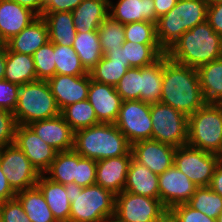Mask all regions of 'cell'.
I'll return each mask as SVG.
<instances>
[{
    "instance_id": "11a10c76",
    "label": "cell",
    "mask_w": 222,
    "mask_h": 222,
    "mask_svg": "<svg viewBox=\"0 0 222 222\" xmlns=\"http://www.w3.org/2000/svg\"><path fill=\"white\" fill-rule=\"evenodd\" d=\"M154 222H179L171 209H165Z\"/></svg>"
},
{
    "instance_id": "277c9868",
    "label": "cell",
    "mask_w": 222,
    "mask_h": 222,
    "mask_svg": "<svg viewBox=\"0 0 222 222\" xmlns=\"http://www.w3.org/2000/svg\"><path fill=\"white\" fill-rule=\"evenodd\" d=\"M70 201L69 222H102L115 215V194L93 184L78 186L75 182L65 184Z\"/></svg>"
},
{
    "instance_id": "681fc988",
    "label": "cell",
    "mask_w": 222,
    "mask_h": 222,
    "mask_svg": "<svg viewBox=\"0 0 222 222\" xmlns=\"http://www.w3.org/2000/svg\"><path fill=\"white\" fill-rule=\"evenodd\" d=\"M15 197L16 193L10 187L4 172L1 170L0 164V203L14 199Z\"/></svg>"
},
{
    "instance_id": "bcb514c9",
    "label": "cell",
    "mask_w": 222,
    "mask_h": 222,
    "mask_svg": "<svg viewBox=\"0 0 222 222\" xmlns=\"http://www.w3.org/2000/svg\"><path fill=\"white\" fill-rule=\"evenodd\" d=\"M171 210L179 222H216V219L209 218L206 214L193 209L187 203L175 205Z\"/></svg>"
},
{
    "instance_id": "6da1fadb",
    "label": "cell",
    "mask_w": 222,
    "mask_h": 222,
    "mask_svg": "<svg viewBox=\"0 0 222 222\" xmlns=\"http://www.w3.org/2000/svg\"><path fill=\"white\" fill-rule=\"evenodd\" d=\"M161 103L190 117L206 104L196 68L181 65L163 55Z\"/></svg>"
},
{
    "instance_id": "8fae6325",
    "label": "cell",
    "mask_w": 222,
    "mask_h": 222,
    "mask_svg": "<svg viewBox=\"0 0 222 222\" xmlns=\"http://www.w3.org/2000/svg\"><path fill=\"white\" fill-rule=\"evenodd\" d=\"M114 124L131 145L138 141L152 139L150 103L141 100L123 101Z\"/></svg>"
},
{
    "instance_id": "e575fe53",
    "label": "cell",
    "mask_w": 222,
    "mask_h": 222,
    "mask_svg": "<svg viewBox=\"0 0 222 222\" xmlns=\"http://www.w3.org/2000/svg\"><path fill=\"white\" fill-rule=\"evenodd\" d=\"M129 68V62L112 61L104 55L88 73L96 82L116 86Z\"/></svg>"
},
{
    "instance_id": "4dcf8cb0",
    "label": "cell",
    "mask_w": 222,
    "mask_h": 222,
    "mask_svg": "<svg viewBox=\"0 0 222 222\" xmlns=\"http://www.w3.org/2000/svg\"><path fill=\"white\" fill-rule=\"evenodd\" d=\"M163 55L149 66L141 68V101L157 103L161 100Z\"/></svg>"
},
{
    "instance_id": "60d3db41",
    "label": "cell",
    "mask_w": 222,
    "mask_h": 222,
    "mask_svg": "<svg viewBox=\"0 0 222 222\" xmlns=\"http://www.w3.org/2000/svg\"><path fill=\"white\" fill-rule=\"evenodd\" d=\"M115 88L123 101L141 100V68H129Z\"/></svg>"
},
{
    "instance_id": "f546056e",
    "label": "cell",
    "mask_w": 222,
    "mask_h": 222,
    "mask_svg": "<svg viewBox=\"0 0 222 222\" xmlns=\"http://www.w3.org/2000/svg\"><path fill=\"white\" fill-rule=\"evenodd\" d=\"M72 47L80 58L81 64L89 72L104 56L98 31L77 32Z\"/></svg>"
},
{
    "instance_id": "83f0119b",
    "label": "cell",
    "mask_w": 222,
    "mask_h": 222,
    "mask_svg": "<svg viewBox=\"0 0 222 222\" xmlns=\"http://www.w3.org/2000/svg\"><path fill=\"white\" fill-rule=\"evenodd\" d=\"M15 198L31 222H57L37 185L16 193Z\"/></svg>"
},
{
    "instance_id": "816d5d0a",
    "label": "cell",
    "mask_w": 222,
    "mask_h": 222,
    "mask_svg": "<svg viewBox=\"0 0 222 222\" xmlns=\"http://www.w3.org/2000/svg\"><path fill=\"white\" fill-rule=\"evenodd\" d=\"M156 18L168 13L177 3L178 0H153Z\"/></svg>"
},
{
    "instance_id": "7c38bea8",
    "label": "cell",
    "mask_w": 222,
    "mask_h": 222,
    "mask_svg": "<svg viewBox=\"0 0 222 222\" xmlns=\"http://www.w3.org/2000/svg\"><path fill=\"white\" fill-rule=\"evenodd\" d=\"M166 208L160 199L122 191L115 195V215L118 222H154Z\"/></svg>"
},
{
    "instance_id": "ba28073f",
    "label": "cell",
    "mask_w": 222,
    "mask_h": 222,
    "mask_svg": "<svg viewBox=\"0 0 222 222\" xmlns=\"http://www.w3.org/2000/svg\"><path fill=\"white\" fill-rule=\"evenodd\" d=\"M152 140L174 147L184 146L188 139V117L161 102L150 104Z\"/></svg>"
},
{
    "instance_id": "484cf974",
    "label": "cell",
    "mask_w": 222,
    "mask_h": 222,
    "mask_svg": "<svg viewBox=\"0 0 222 222\" xmlns=\"http://www.w3.org/2000/svg\"><path fill=\"white\" fill-rule=\"evenodd\" d=\"M47 23L49 41L55 45L72 46L77 35L72 12H43Z\"/></svg>"
},
{
    "instance_id": "603a6c76",
    "label": "cell",
    "mask_w": 222,
    "mask_h": 222,
    "mask_svg": "<svg viewBox=\"0 0 222 222\" xmlns=\"http://www.w3.org/2000/svg\"><path fill=\"white\" fill-rule=\"evenodd\" d=\"M123 191L159 199L158 175L132 157Z\"/></svg>"
},
{
    "instance_id": "f1b7e54d",
    "label": "cell",
    "mask_w": 222,
    "mask_h": 222,
    "mask_svg": "<svg viewBox=\"0 0 222 222\" xmlns=\"http://www.w3.org/2000/svg\"><path fill=\"white\" fill-rule=\"evenodd\" d=\"M199 84L206 103L222 98V57L197 68Z\"/></svg>"
},
{
    "instance_id": "2e32d148",
    "label": "cell",
    "mask_w": 222,
    "mask_h": 222,
    "mask_svg": "<svg viewBox=\"0 0 222 222\" xmlns=\"http://www.w3.org/2000/svg\"><path fill=\"white\" fill-rule=\"evenodd\" d=\"M47 82L60 111L70 104L88 98L89 73L82 76L55 74Z\"/></svg>"
},
{
    "instance_id": "d4e9b609",
    "label": "cell",
    "mask_w": 222,
    "mask_h": 222,
    "mask_svg": "<svg viewBox=\"0 0 222 222\" xmlns=\"http://www.w3.org/2000/svg\"><path fill=\"white\" fill-rule=\"evenodd\" d=\"M36 185L41 190L45 200L57 222H69L70 201L63 184L56 183L41 174Z\"/></svg>"
},
{
    "instance_id": "ffe728a7",
    "label": "cell",
    "mask_w": 222,
    "mask_h": 222,
    "mask_svg": "<svg viewBox=\"0 0 222 222\" xmlns=\"http://www.w3.org/2000/svg\"><path fill=\"white\" fill-rule=\"evenodd\" d=\"M39 16L31 9L10 0H0V36L6 43Z\"/></svg>"
},
{
    "instance_id": "e0dca14e",
    "label": "cell",
    "mask_w": 222,
    "mask_h": 222,
    "mask_svg": "<svg viewBox=\"0 0 222 222\" xmlns=\"http://www.w3.org/2000/svg\"><path fill=\"white\" fill-rule=\"evenodd\" d=\"M87 100L93 106L100 123L116 122L123 100L115 86L99 83L90 78Z\"/></svg>"
},
{
    "instance_id": "9a60e30c",
    "label": "cell",
    "mask_w": 222,
    "mask_h": 222,
    "mask_svg": "<svg viewBox=\"0 0 222 222\" xmlns=\"http://www.w3.org/2000/svg\"><path fill=\"white\" fill-rule=\"evenodd\" d=\"M175 149L172 145L152 139L131 145L133 158L158 176L174 165Z\"/></svg>"
},
{
    "instance_id": "4316f807",
    "label": "cell",
    "mask_w": 222,
    "mask_h": 222,
    "mask_svg": "<svg viewBox=\"0 0 222 222\" xmlns=\"http://www.w3.org/2000/svg\"><path fill=\"white\" fill-rule=\"evenodd\" d=\"M4 79L20 85L37 80L33 56L10 51L6 47V68Z\"/></svg>"
},
{
    "instance_id": "f907efd6",
    "label": "cell",
    "mask_w": 222,
    "mask_h": 222,
    "mask_svg": "<svg viewBox=\"0 0 222 222\" xmlns=\"http://www.w3.org/2000/svg\"><path fill=\"white\" fill-rule=\"evenodd\" d=\"M209 187L216 194L222 196V158L215 168Z\"/></svg>"
},
{
    "instance_id": "b9f144b4",
    "label": "cell",
    "mask_w": 222,
    "mask_h": 222,
    "mask_svg": "<svg viewBox=\"0 0 222 222\" xmlns=\"http://www.w3.org/2000/svg\"><path fill=\"white\" fill-rule=\"evenodd\" d=\"M74 182L81 187H87L96 182V161L84 158L78 154L76 178Z\"/></svg>"
},
{
    "instance_id": "6f0895ef",
    "label": "cell",
    "mask_w": 222,
    "mask_h": 222,
    "mask_svg": "<svg viewBox=\"0 0 222 222\" xmlns=\"http://www.w3.org/2000/svg\"><path fill=\"white\" fill-rule=\"evenodd\" d=\"M215 105L220 109V111H221V113H222V98L219 99V100L215 103Z\"/></svg>"
},
{
    "instance_id": "5bb4252c",
    "label": "cell",
    "mask_w": 222,
    "mask_h": 222,
    "mask_svg": "<svg viewBox=\"0 0 222 222\" xmlns=\"http://www.w3.org/2000/svg\"><path fill=\"white\" fill-rule=\"evenodd\" d=\"M14 144L21 149L40 174H44L57 151L45 143L28 125H18Z\"/></svg>"
},
{
    "instance_id": "5b68a950",
    "label": "cell",
    "mask_w": 222,
    "mask_h": 222,
    "mask_svg": "<svg viewBox=\"0 0 222 222\" xmlns=\"http://www.w3.org/2000/svg\"><path fill=\"white\" fill-rule=\"evenodd\" d=\"M207 0H178L165 15L158 18L156 37L166 53L183 33L207 20Z\"/></svg>"
},
{
    "instance_id": "52a82bcc",
    "label": "cell",
    "mask_w": 222,
    "mask_h": 222,
    "mask_svg": "<svg viewBox=\"0 0 222 222\" xmlns=\"http://www.w3.org/2000/svg\"><path fill=\"white\" fill-rule=\"evenodd\" d=\"M186 145L222 155V113L215 103H206L188 117Z\"/></svg>"
},
{
    "instance_id": "6125c7cd",
    "label": "cell",
    "mask_w": 222,
    "mask_h": 222,
    "mask_svg": "<svg viewBox=\"0 0 222 222\" xmlns=\"http://www.w3.org/2000/svg\"><path fill=\"white\" fill-rule=\"evenodd\" d=\"M5 44H6V43L2 40V38H1V36H0V47H1V46H5Z\"/></svg>"
},
{
    "instance_id": "9f6ffc18",
    "label": "cell",
    "mask_w": 222,
    "mask_h": 222,
    "mask_svg": "<svg viewBox=\"0 0 222 222\" xmlns=\"http://www.w3.org/2000/svg\"><path fill=\"white\" fill-rule=\"evenodd\" d=\"M6 68V46L0 47V80L4 79Z\"/></svg>"
},
{
    "instance_id": "74e56055",
    "label": "cell",
    "mask_w": 222,
    "mask_h": 222,
    "mask_svg": "<svg viewBox=\"0 0 222 222\" xmlns=\"http://www.w3.org/2000/svg\"><path fill=\"white\" fill-rule=\"evenodd\" d=\"M99 41L102 50L122 48L125 42L124 24L108 15L98 28Z\"/></svg>"
},
{
    "instance_id": "7bdbcfd3",
    "label": "cell",
    "mask_w": 222,
    "mask_h": 222,
    "mask_svg": "<svg viewBox=\"0 0 222 222\" xmlns=\"http://www.w3.org/2000/svg\"><path fill=\"white\" fill-rule=\"evenodd\" d=\"M17 126L13 112L0 109V150L14 143Z\"/></svg>"
},
{
    "instance_id": "94428289",
    "label": "cell",
    "mask_w": 222,
    "mask_h": 222,
    "mask_svg": "<svg viewBox=\"0 0 222 222\" xmlns=\"http://www.w3.org/2000/svg\"><path fill=\"white\" fill-rule=\"evenodd\" d=\"M102 222H118L115 218H110Z\"/></svg>"
},
{
    "instance_id": "d6a6232c",
    "label": "cell",
    "mask_w": 222,
    "mask_h": 222,
    "mask_svg": "<svg viewBox=\"0 0 222 222\" xmlns=\"http://www.w3.org/2000/svg\"><path fill=\"white\" fill-rule=\"evenodd\" d=\"M60 115L74 132L100 124L93 106L87 99L64 107L60 111Z\"/></svg>"
},
{
    "instance_id": "9c48e42d",
    "label": "cell",
    "mask_w": 222,
    "mask_h": 222,
    "mask_svg": "<svg viewBox=\"0 0 222 222\" xmlns=\"http://www.w3.org/2000/svg\"><path fill=\"white\" fill-rule=\"evenodd\" d=\"M220 155L180 146L175 149L174 165L198 187L209 186Z\"/></svg>"
},
{
    "instance_id": "836d02e7",
    "label": "cell",
    "mask_w": 222,
    "mask_h": 222,
    "mask_svg": "<svg viewBox=\"0 0 222 222\" xmlns=\"http://www.w3.org/2000/svg\"><path fill=\"white\" fill-rule=\"evenodd\" d=\"M124 48L125 62L131 67L142 68L157 61L165 52L159 44H141L125 41Z\"/></svg>"
},
{
    "instance_id": "f35d334b",
    "label": "cell",
    "mask_w": 222,
    "mask_h": 222,
    "mask_svg": "<svg viewBox=\"0 0 222 222\" xmlns=\"http://www.w3.org/2000/svg\"><path fill=\"white\" fill-rule=\"evenodd\" d=\"M37 80H48L56 74L54 44L46 42L33 55Z\"/></svg>"
},
{
    "instance_id": "ac0fdd59",
    "label": "cell",
    "mask_w": 222,
    "mask_h": 222,
    "mask_svg": "<svg viewBox=\"0 0 222 222\" xmlns=\"http://www.w3.org/2000/svg\"><path fill=\"white\" fill-rule=\"evenodd\" d=\"M133 155L130 151L120 157L105 158L96 161V182L102 188L117 195L121 193L126 184L128 168Z\"/></svg>"
},
{
    "instance_id": "d6986e66",
    "label": "cell",
    "mask_w": 222,
    "mask_h": 222,
    "mask_svg": "<svg viewBox=\"0 0 222 222\" xmlns=\"http://www.w3.org/2000/svg\"><path fill=\"white\" fill-rule=\"evenodd\" d=\"M28 126L57 152L73 150L74 131L61 115L35 121Z\"/></svg>"
},
{
    "instance_id": "d590c367",
    "label": "cell",
    "mask_w": 222,
    "mask_h": 222,
    "mask_svg": "<svg viewBox=\"0 0 222 222\" xmlns=\"http://www.w3.org/2000/svg\"><path fill=\"white\" fill-rule=\"evenodd\" d=\"M56 74L82 76L88 74L72 46L54 44Z\"/></svg>"
},
{
    "instance_id": "91938a15",
    "label": "cell",
    "mask_w": 222,
    "mask_h": 222,
    "mask_svg": "<svg viewBox=\"0 0 222 222\" xmlns=\"http://www.w3.org/2000/svg\"><path fill=\"white\" fill-rule=\"evenodd\" d=\"M216 222H222V212L218 215Z\"/></svg>"
},
{
    "instance_id": "8d00e7d4",
    "label": "cell",
    "mask_w": 222,
    "mask_h": 222,
    "mask_svg": "<svg viewBox=\"0 0 222 222\" xmlns=\"http://www.w3.org/2000/svg\"><path fill=\"white\" fill-rule=\"evenodd\" d=\"M187 204L212 219H217L222 212V196L212 191L209 186L197 187Z\"/></svg>"
},
{
    "instance_id": "ee69618b",
    "label": "cell",
    "mask_w": 222,
    "mask_h": 222,
    "mask_svg": "<svg viewBox=\"0 0 222 222\" xmlns=\"http://www.w3.org/2000/svg\"><path fill=\"white\" fill-rule=\"evenodd\" d=\"M0 219L2 222H31L16 198L0 203Z\"/></svg>"
},
{
    "instance_id": "7402d4cb",
    "label": "cell",
    "mask_w": 222,
    "mask_h": 222,
    "mask_svg": "<svg viewBox=\"0 0 222 222\" xmlns=\"http://www.w3.org/2000/svg\"><path fill=\"white\" fill-rule=\"evenodd\" d=\"M49 41L46 21L39 16L19 34L6 42L5 46L13 52L32 56L41 46Z\"/></svg>"
},
{
    "instance_id": "ab89813d",
    "label": "cell",
    "mask_w": 222,
    "mask_h": 222,
    "mask_svg": "<svg viewBox=\"0 0 222 222\" xmlns=\"http://www.w3.org/2000/svg\"><path fill=\"white\" fill-rule=\"evenodd\" d=\"M125 41L141 44H158L156 23L138 21L124 25Z\"/></svg>"
},
{
    "instance_id": "f5cc1de1",
    "label": "cell",
    "mask_w": 222,
    "mask_h": 222,
    "mask_svg": "<svg viewBox=\"0 0 222 222\" xmlns=\"http://www.w3.org/2000/svg\"><path fill=\"white\" fill-rule=\"evenodd\" d=\"M14 1L21 6L31 9L38 16H42L45 6V0H10Z\"/></svg>"
},
{
    "instance_id": "4fadbf2b",
    "label": "cell",
    "mask_w": 222,
    "mask_h": 222,
    "mask_svg": "<svg viewBox=\"0 0 222 222\" xmlns=\"http://www.w3.org/2000/svg\"><path fill=\"white\" fill-rule=\"evenodd\" d=\"M158 185L159 199L166 209L187 203L198 187L175 165L158 176Z\"/></svg>"
},
{
    "instance_id": "1f68e13d",
    "label": "cell",
    "mask_w": 222,
    "mask_h": 222,
    "mask_svg": "<svg viewBox=\"0 0 222 222\" xmlns=\"http://www.w3.org/2000/svg\"><path fill=\"white\" fill-rule=\"evenodd\" d=\"M77 164L78 153L74 150L57 152L55 159L44 174L56 183L63 185L73 183L76 178Z\"/></svg>"
},
{
    "instance_id": "8992f818",
    "label": "cell",
    "mask_w": 222,
    "mask_h": 222,
    "mask_svg": "<svg viewBox=\"0 0 222 222\" xmlns=\"http://www.w3.org/2000/svg\"><path fill=\"white\" fill-rule=\"evenodd\" d=\"M18 125L55 118L60 110L46 80L19 86L17 105L13 112Z\"/></svg>"
},
{
    "instance_id": "c3c4849f",
    "label": "cell",
    "mask_w": 222,
    "mask_h": 222,
    "mask_svg": "<svg viewBox=\"0 0 222 222\" xmlns=\"http://www.w3.org/2000/svg\"><path fill=\"white\" fill-rule=\"evenodd\" d=\"M83 0H45L43 12H72Z\"/></svg>"
},
{
    "instance_id": "cb8c5ba5",
    "label": "cell",
    "mask_w": 222,
    "mask_h": 222,
    "mask_svg": "<svg viewBox=\"0 0 222 222\" xmlns=\"http://www.w3.org/2000/svg\"><path fill=\"white\" fill-rule=\"evenodd\" d=\"M109 15V0H83L73 11V22L77 32L98 31Z\"/></svg>"
},
{
    "instance_id": "db71d44e",
    "label": "cell",
    "mask_w": 222,
    "mask_h": 222,
    "mask_svg": "<svg viewBox=\"0 0 222 222\" xmlns=\"http://www.w3.org/2000/svg\"><path fill=\"white\" fill-rule=\"evenodd\" d=\"M103 54L112 61L125 62L124 48L116 50H102Z\"/></svg>"
},
{
    "instance_id": "30bf717a",
    "label": "cell",
    "mask_w": 222,
    "mask_h": 222,
    "mask_svg": "<svg viewBox=\"0 0 222 222\" xmlns=\"http://www.w3.org/2000/svg\"><path fill=\"white\" fill-rule=\"evenodd\" d=\"M1 170L15 193L36 186L40 173L14 143L0 150Z\"/></svg>"
},
{
    "instance_id": "44dd1931",
    "label": "cell",
    "mask_w": 222,
    "mask_h": 222,
    "mask_svg": "<svg viewBox=\"0 0 222 222\" xmlns=\"http://www.w3.org/2000/svg\"><path fill=\"white\" fill-rule=\"evenodd\" d=\"M109 15L122 24L138 21L157 23L153 0H109Z\"/></svg>"
},
{
    "instance_id": "680465c9",
    "label": "cell",
    "mask_w": 222,
    "mask_h": 222,
    "mask_svg": "<svg viewBox=\"0 0 222 222\" xmlns=\"http://www.w3.org/2000/svg\"><path fill=\"white\" fill-rule=\"evenodd\" d=\"M208 4L210 3H222V0H207Z\"/></svg>"
},
{
    "instance_id": "7dc6e473",
    "label": "cell",
    "mask_w": 222,
    "mask_h": 222,
    "mask_svg": "<svg viewBox=\"0 0 222 222\" xmlns=\"http://www.w3.org/2000/svg\"><path fill=\"white\" fill-rule=\"evenodd\" d=\"M206 21L222 37V3H210L208 5Z\"/></svg>"
},
{
    "instance_id": "7a4b0ae2",
    "label": "cell",
    "mask_w": 222,
    "mask_h": 222,
    "mask_svg": "<svg viewBox=\"0 0 222 222\" xmlns=\"http://www.w3.org/2000/svg\"><path fill=\"white\" fill-rule=\"evenodd\" d=\"M165 54L176 63L197 69L222 57V37L205 21L183 33Z\"/></svg>"
},
{
    "instance_id": "3957f363",
    "label": "cell",
    "mask_w": 222,
    "mask_h": 222,
    "mask_svg": "<svg viewBox=\"0 0 222 222\" xmlns=\"http://www.w3.org/2000/svg\"><path fill=\"white\" fill-rule=\"evenodd\" d=\"M73 150L95 161L120 157L131 151L126 136L113 123H100L74 132Z\"/></svg>"
},
{
    "instance_id": "f6af8a7d",
    "label": "cell",
    "mask_w": 222,
    "mask_h": 222,
    "mask_svg": "<svg viewBox=\"0 0 222 222\" xmlns=\"http://www.w3.org/2000/svg\"><path fill=\"white\" fill-rule=\"evenodd\" d=\"M19 85L5 79L0 80V109L14 112L17 105Z\"/></svg>"
}]
</instances>
